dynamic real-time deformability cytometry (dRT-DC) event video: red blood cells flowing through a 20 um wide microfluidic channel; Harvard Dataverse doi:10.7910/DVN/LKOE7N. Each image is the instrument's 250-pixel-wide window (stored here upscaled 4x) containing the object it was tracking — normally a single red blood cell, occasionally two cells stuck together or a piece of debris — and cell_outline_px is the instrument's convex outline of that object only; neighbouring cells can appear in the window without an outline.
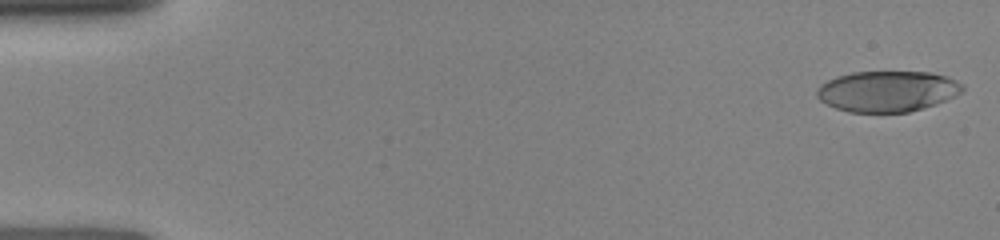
{"species": "human", "species_latin": "Homo sapiens", "temperature_condition": "room temperature", "stored_images_in_passage": 6, "camera_frame_rate_fps": 3000, "um_per_image_px": 0.085, "donor": {"sex": "female"}, "frame": {"image": 1, "passage_image": 1, "time_ms": 0.0, "image_size_px": [1000, 240], "cell_outline_px": [[964, 92], [936, 104], [908, 112], [848, 112], [836, 108], [820, 100], [816, 96], [816, 88], [820, 84], [836, 76], [852, 72], [932, 72], [956, 80], [964, 84]], "centroid_in_image_um": [75.43, 7.75], "position_along_channel_um": 9.6, "area_um2": 34.8}}
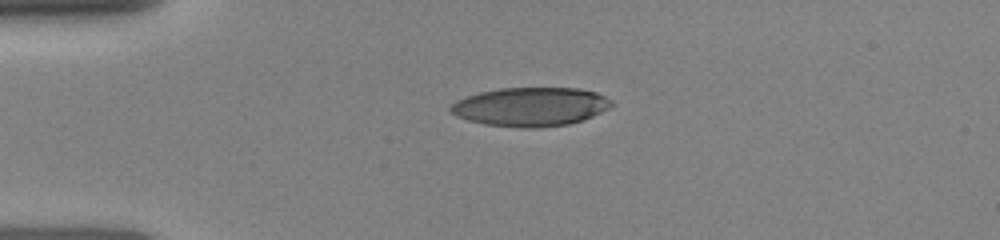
{"frame": {"image": 2, "passage_image": 5, "time_ms": 3.333, "image_size_px": [1000, 240], "cell_outline_px": [[616, 104], [584, 120], [568, 124], [536, 128], [520, 128], [484, 124], [468, 120], [456, 116], [448, 112], [448, 108], [456, 100], [480, 92], [500, 88], [580, 88], [596, 92], [612, 100]], "centroid_in_image_um": [45.09, 9.08], "position_along_channel_um": 39.9, "area_um2": 36.65}}